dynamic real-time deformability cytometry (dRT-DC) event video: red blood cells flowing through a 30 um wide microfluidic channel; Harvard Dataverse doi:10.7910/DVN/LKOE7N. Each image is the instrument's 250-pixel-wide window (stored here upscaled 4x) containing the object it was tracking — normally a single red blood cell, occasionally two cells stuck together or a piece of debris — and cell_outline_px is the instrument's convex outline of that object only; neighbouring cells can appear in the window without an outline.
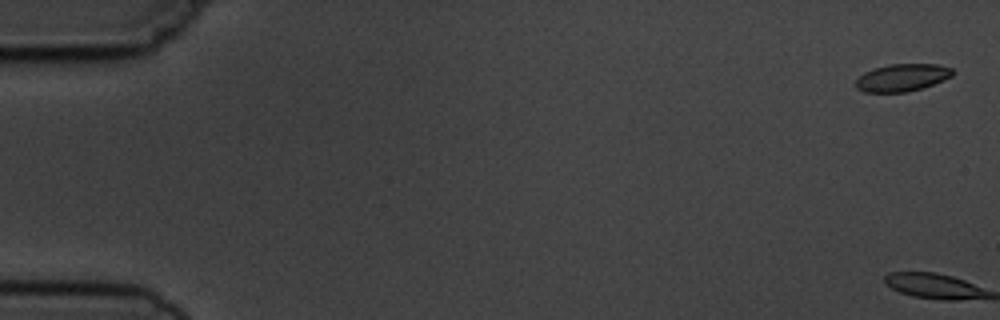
{"species": "common noctule bat (a hibernating species)", "species_latin": "Nyctalus noctula", "temperature_condition": "cold", "stored_images_in_passage": 6, "camera_frame_rate_fps": 3000, "um_per_image_px": 0.085, "animal": {"sex": "male", "body_mass_g": 19.5, "forearm_length_mm": 54.6}, "frame": {"image": 1, "passage_image": 1, "time_ms": 0.0, "image_size_px": [1000, 320], "cell_outline_px": [[952, 76], [944, 80], [924, 88], [908, 92], [864, 92], [856, 88], [856, 80], [864, 72], [872, 68], [888, 64], [940, 64], [952, 68]], "centroid_in_image_um": [76.69, 6.59], "position_along_channel_um": 8.3, "area_um2": 15.66}}